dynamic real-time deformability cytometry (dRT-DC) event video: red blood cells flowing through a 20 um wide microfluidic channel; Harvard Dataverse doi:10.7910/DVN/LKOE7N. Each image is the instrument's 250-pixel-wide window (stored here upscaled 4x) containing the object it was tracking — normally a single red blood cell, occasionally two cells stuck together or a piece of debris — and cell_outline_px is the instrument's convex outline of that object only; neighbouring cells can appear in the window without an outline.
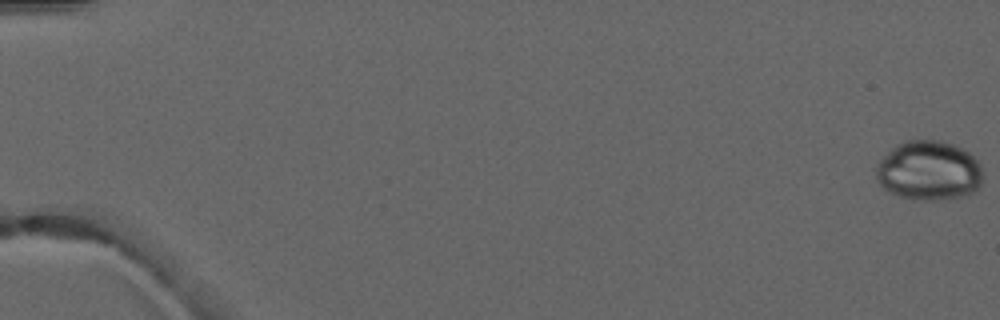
{"species": "common noctule bat (a hibernating species)", "species_latin": "Nyctalus noctula", "temperature_condition": "warm", "stored_images_in_passage": 7, "camera_frame_rate_fps": 3000, "um_per_image_px": 0.085, "animal": {"sex": "male", "forearm_length_mm": 52.5}, "frame": {"image": 1, "passage_image": 1, "time_ms": 0.0, "image_size_px": [1000, 320], "cell_outline_px": [[980, 184], [976, 188], [960, 196], [932, 200], [920, 200], [900, 196], [884, 188], [876, 180], [876, 164], [896, 144], [904, 140], [940, 140], [952, 144], [968, 152], [980, 164]], "centroid_in_image_um": [78.89, 14.48], "position_along_channel_um": 6.1, "area_um2": 36.41}}